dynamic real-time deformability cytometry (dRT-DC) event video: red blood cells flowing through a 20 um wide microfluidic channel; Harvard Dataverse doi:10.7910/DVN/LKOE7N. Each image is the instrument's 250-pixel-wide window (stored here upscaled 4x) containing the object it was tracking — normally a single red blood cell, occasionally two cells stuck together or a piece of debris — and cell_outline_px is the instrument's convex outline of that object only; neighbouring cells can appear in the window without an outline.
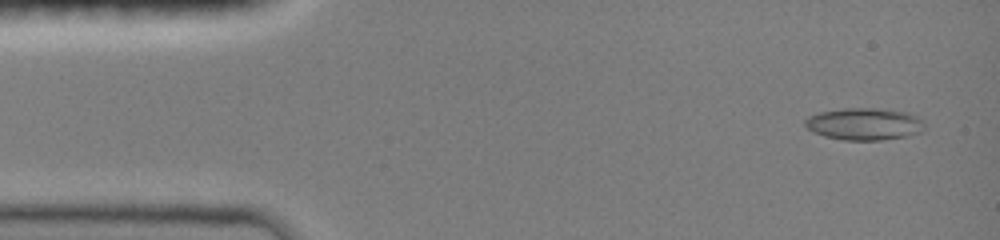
{"species": "common noctule bat (a hibernating species)", "species_latin": "Nyctalus noctula", "temperature_condition": "room temperature", "stored_images_in_passage": 47, "camera_frame_rate_fps": 3000, "um_per_image_px": 0.085, "animal": {"sex": "female", "body_mass_g": 19.0, "forearm_length_mm": 51.5}, "frame": {"image": 1, "passage_image": 3, "time_ms": 0.667, "image_size_px": [1000, 240], "cell_outline_px": [[924, 132], [908, 136], [880, 140], [844, 140], [824, 136], [812, 132], [804, 124], [804, 120], [808, 116], [820, 112], [844, 108], [880, 108], [908, 112], [916, 116], [924, 124]], "centroid_in_image_um": [73.47, 10.54], "position_along_channel_um": 11.5, "area_um2": 22.54}}
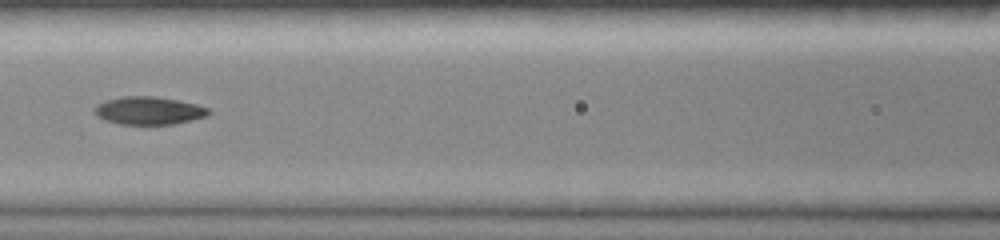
{"frame": {"image": 2, "passage_image": 21, "time_ms": 6.667, "image_size_px": [1000, 240], "cell_outline_px": [[212, 112], [208, 116], [176, 124], [120, 124], [104, 120], [96, 116], [92, 112], [104, 100], [120, 96], [156, 96], [180, 100], [196, 104], [208, 108]], "centroid_in_image_um": [12.67, 9.4], "position_along_channel_um": 153.9, "area_um2": 18.79}}
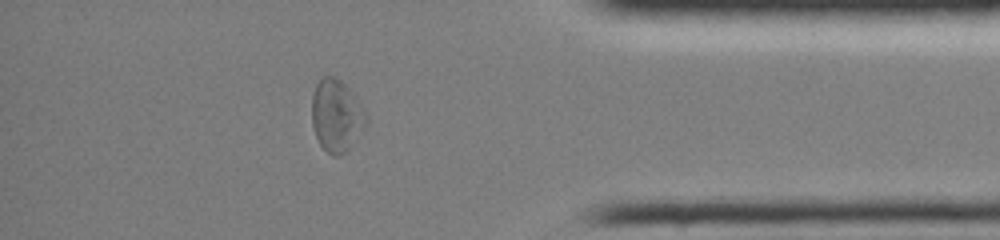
{"frame": {"image": 3, "passage_image": 41, "time_ms": 13.333, "image_size_px": [1000, 240], "cell_outline_px": [[368, 124], [348, 148], [340, 156], [332, 156], [320, 144], [316, 136], [312, 124], [312, 96], [316, 84], [324, 76], [336, 76], [356, 96], [364, 108], [368, 116]], "centroid_in_image_um": [28.62, 9.81], "position_along_channel_um": 406.6, "area_um2": 22.89}, "authors_computed_cell_mechanics": {"area_um2": 19.3052, "velocity_mm_per_s": 4.0245, "shape_relaxation_time_tau1_ms": null, "shape_relaxation_time_tau2_ms": 6.0196, "deformation_change_tau1": null, "deformation_change_tau2": 0.1138}}